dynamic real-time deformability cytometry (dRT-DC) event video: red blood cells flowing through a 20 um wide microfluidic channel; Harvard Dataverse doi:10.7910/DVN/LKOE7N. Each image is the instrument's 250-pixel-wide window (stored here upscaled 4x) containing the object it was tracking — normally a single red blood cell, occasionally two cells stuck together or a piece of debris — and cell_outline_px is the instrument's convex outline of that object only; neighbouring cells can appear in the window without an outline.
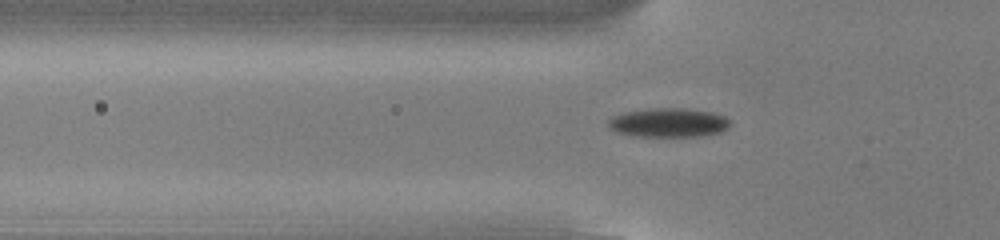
{"species": "common noctule bat (a hibernating species)", "species_latin": "Nyctalus noctula", "temperature_condition": "cold", "stored_images_in_passage": 54, "camera_frame_rate_fps": 3000, "um_per_image_px": 0.085, "animal": {"sex": "male", "body_mass_g": 13.0, "forearm_length_mm": 53.1}, "frame": {"image": 1, "passage_image": 18, "time_ms": 5.667, "image_size_px": [1000, 240], "cell_outline_px": [[732, 124], [728, 128], [720, 132], [700, 136], [632, 136], [616, 132], [608, 128], [608, 120], [612, 116], [624, 112], [652, 108], [684, 108], [712, 112], [724, 116]], "centroid_in_image_um": [56.8, 10.42], "position_along_channel_um": 69.0, "area_um2": 20.75}}
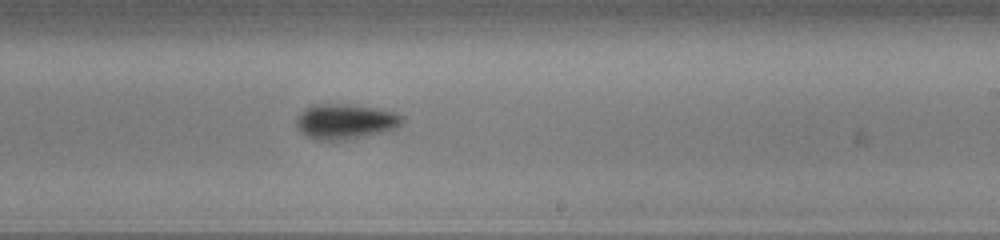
{"frame": {"image": 2, "passage_image": 33, "time_ms": 10.667, "image_size_px": [1000, 240], "cell_outline_px": [[404, 120], [396, 128], [388, 132], [348, 140], [316, 140], [300, 132], [296, 128], [296, 120], [312, 104], [340, 104], [372, 108], [396, 112], [404, 116]], "centroid_in_image_um": [29.4, 10.36], "position_along_channel_um": 259.6, "area_um2": 21.68}}
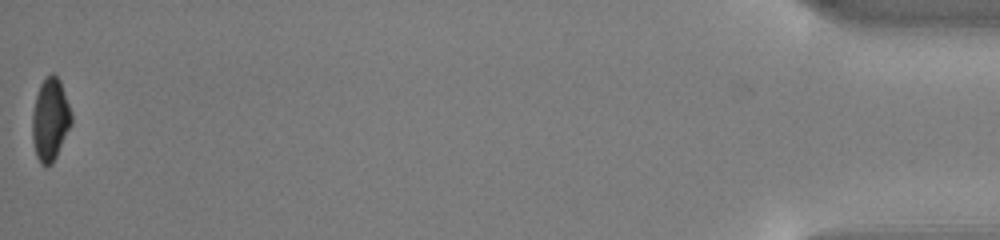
{"frame": {"image": 3, "passage_image": 54, "time_ms": 17.667, "image_size_px": [1000, 240], "cell_outline_px": [[72, 124], [52, 164], [44, 168], [40, 164], [36, 156], [32, 140], [32, 112], [36, 96], [40, 84], [44, 76], [52, 72], [60, 80], [72, 112]], "centroid_in_image_um": [4.26, 10.16], "position_along_channel_um": 430.9, "area_um2": 19.19}, "authors_computed_cell_mechanics": {"area_um2": 20.0855, "velocity_mm_per_s": 3.8293, "shape_relaxation_time_tau1_ms": 2.596, "shape_relaxation_time_tau2_ms": null, "deformation_change_tau1": 0.1113, "deformation_change_tau2": null}}